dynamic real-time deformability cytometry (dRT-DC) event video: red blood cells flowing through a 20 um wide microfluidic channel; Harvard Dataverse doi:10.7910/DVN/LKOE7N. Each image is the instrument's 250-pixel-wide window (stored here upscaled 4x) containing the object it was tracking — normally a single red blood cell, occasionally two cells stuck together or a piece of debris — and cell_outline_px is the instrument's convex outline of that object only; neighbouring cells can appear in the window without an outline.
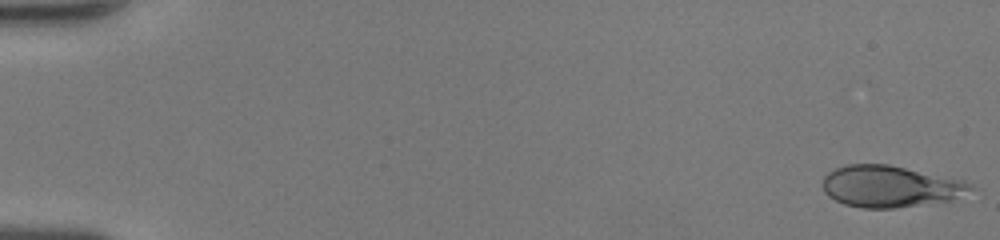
{"species": "human", "species_latin": "Homo sapiens", "temperature_condition": "room temperature", "stored_images_in_passage": 49, "camera_frame_rate_fps": 3000, "um_per_image_px": 0.085, "donor": {"sex": "female"}, "frame": {"image": 1, "passage_image": 1, "time_ms": 0.0, "image_size_px": [1000, 240], "cell_outline_px": [[976, 188], [952, 200], [896, 208], [860, 208], [844, 204], [828, 196], [824, 192], [824, 176], [828, 172], [836, 168], [848, 164], [888, 164], [964, 180], [972, 184]], "centroid_in_image_um": [75.68, 15.85], "position_along_channel_um": 9.3, "area_um2": 35.84}}
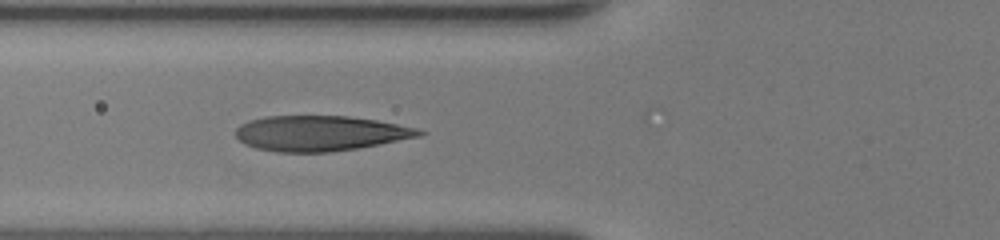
{"frame": {"image": 2, "passage_image": 20, "time_ms": 6.333, "image_size_px": [1000, 240], "cell_outline_px": [[428, 132], [420, 136], [360, 148], [328, 152], [276, 152], [256, 148], [244, 144], [236, 136], [236, 128], [240, 124], [248, 120], [264, 116], [348, 116], [376, 120], [416, 128]], "centroid_in_image_um": [27.19, 11.33], "position_along_channel_um": 98.6, "area_um2": 37.8}}
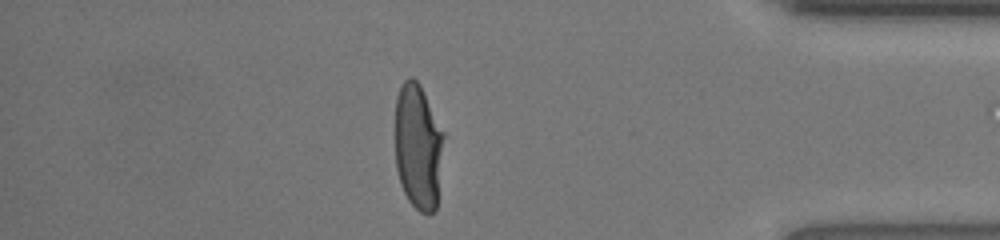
{"frame": {"image": 3, "passage_image": 43, "time_ms": 14.0, "image_size_px": [1000, 240], "cell_outline_px": [[444, 136], [436, 208], [432, 212], [420, 212], [408, 200], [400, 184], [396, 168], [396, 96], [400, 84], [408, 76], [412, 76], [420, 84], [444, 132]], "centroid_in_image_um": [35.53, 12.41], "position_along_channel_um": 399.7, "area_um2": 35.66}, "authors_computed_cell_mechanics": {"area_um2": 37.2232, "velocity_mm_per_s": 4.3137, "shape_relaxation_time_tau1_ms": 4.388, "shape_relaxation_time_tau2_ms": null, "deformation_change_tau1": 0.2371, "deformation_change_tau2": null}}